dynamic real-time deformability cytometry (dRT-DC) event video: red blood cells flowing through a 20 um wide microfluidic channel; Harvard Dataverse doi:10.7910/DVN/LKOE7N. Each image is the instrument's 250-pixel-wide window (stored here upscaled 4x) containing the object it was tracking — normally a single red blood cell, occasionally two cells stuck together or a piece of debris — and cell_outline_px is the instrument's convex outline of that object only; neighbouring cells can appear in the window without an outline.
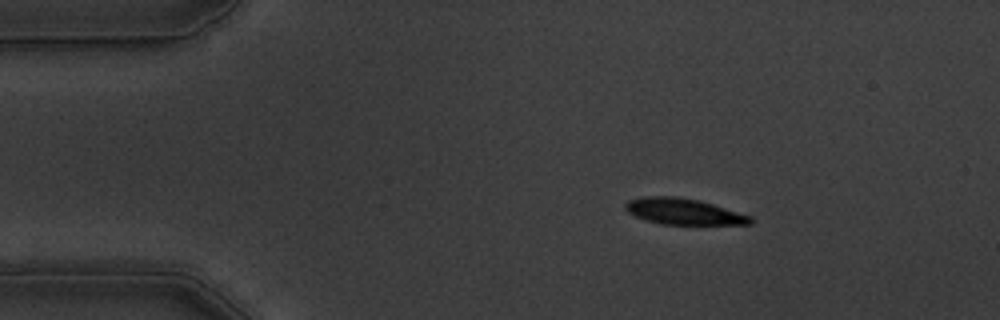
{"species": "common noctule bat (a hibernating species)", "species_latin": "Nyctalus noctula", "temperature_condition": "warm", "stored_images_in_passage": 13, "camera_frame_rate_fps": 3000, "um_per_image_px": 0.085, "animal": {"sex": "male", "body_mass_g": 19.5, "forearm_length_mm": 54.6}, "frame": {"image": 1, "passage_image": 1, "time_ms": 0.0, "image_size_px": [1000, 320], "cell_outline_px": [[752, 224], [660, 224], [636, 216], [628, 212], [624, 208], [624, 204], [628, 200], [644, 196], [676, 196], [700, 200], [752, 216]], "centroid_in_image_um": [58.09, 17.96], "position_along_channel_um": 26.9, "area_um2": 18.96}}
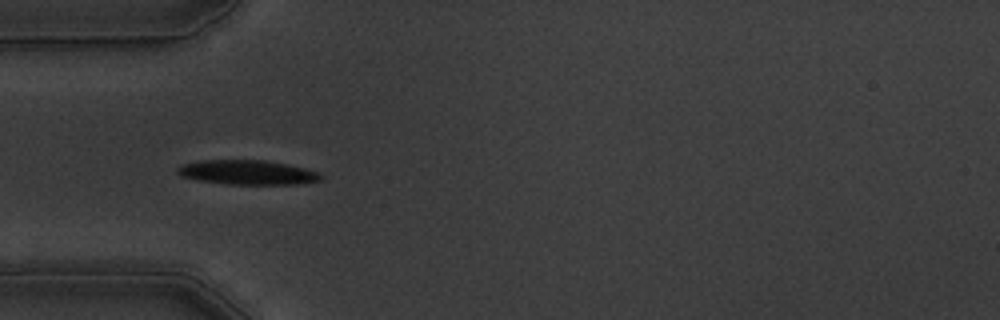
{"frame": {"image": 2, "passage_image": 9, "time_ms": 2.667, "image_size_px": [1000, 320], "cell_outline_px": [[324, 176], [320, 180], [296, 184], [228, 184], [196, 180], [180, 176], [176, 172], [176, 168], [184, 164], [200, 160], [264, 160], [304, 168], [316, 172]], "centroid_in_image_um": [20.97, 14.65], "position_along_channel_um": 64.0, "area_um2": 20.29}}